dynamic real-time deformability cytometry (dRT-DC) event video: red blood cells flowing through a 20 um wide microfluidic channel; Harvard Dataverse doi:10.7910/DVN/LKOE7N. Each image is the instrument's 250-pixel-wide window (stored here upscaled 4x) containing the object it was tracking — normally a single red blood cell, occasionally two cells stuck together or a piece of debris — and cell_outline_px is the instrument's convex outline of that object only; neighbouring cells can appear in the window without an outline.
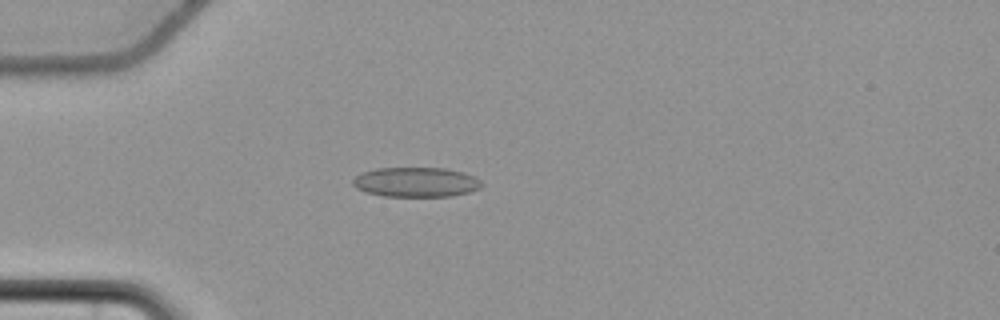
{"species": "common noctule bat (a hibernating species)", "species_latin": "Nyctalus noctula", "temperature_condition": "cold", "stored_images_in_passage": 57, "camera_frame_rate_fps": 3000, "um_per_image_px": 0.085, "animal": {"sex": "female", "body_mass_g": 22.7, "forearm_length_mm": 54.2}, "frame": {"image": 1, "passage_image": 17, "time_ms": 5.333, "image_size_px": [1000, 320], "cell_outline_px": [[484, 184], [480, 188], [468, 192], [452, 196], [384, 196], [364, 192], [356, 188], [352, 184], [352, 180], [356, 176], [364, 172], [376, 168], [448, 168], [464, 172], [480, 180]], "centroid_in_image_um": [35.36, 15.48], "position_along_channel_um": 49.6, "area_um2": 22.37}}
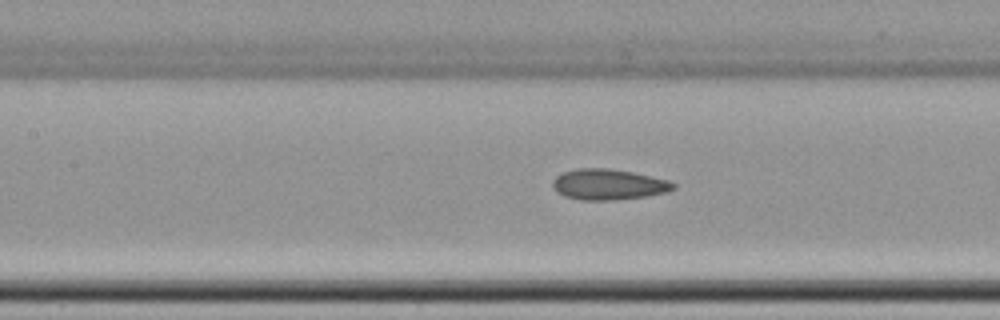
{"frame": {"image": 2, "passage_image": 27, "time_ms": 8.667, "image_size_px": [1000, 320], "cell_outline_px": [[676, 188], [668, 192], [648, 196], [612, 200], [580, 200], [564, 196], [556, 192], [552, 184], [552, 180], [556, 176], [564, 172], [580, 168], [608, 168], [632, 172], [668, 180], [676, 184]], "centroid_in_image_um": [51.72, 15.68], "position_along_channel_um": 155.7, "area_um2": 21.68}}
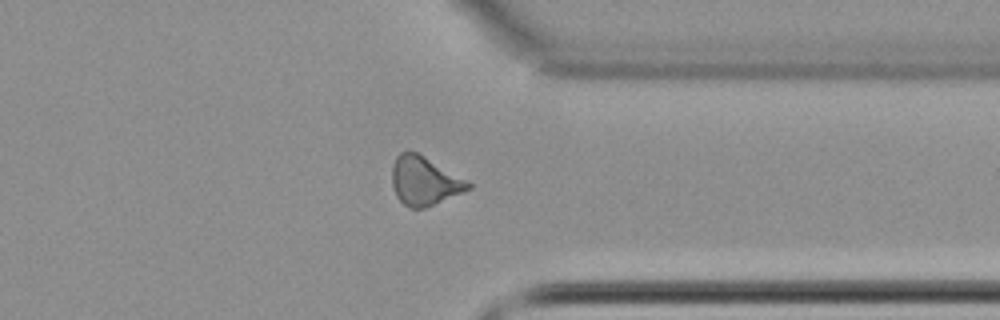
{"frame": {"image": 3, "passage_image": 45, "time_ms": 14.667, "image_size_px": [1000, 320], "cell_outline_px": [[472, 188], [464, 192], [424, 208], [408, 208], [396, 196], [392, 184], [392, 164], [396, 156], [400, 152], [416, 152], [424, 156], [468, 180], [472, 184]], "centroid_in_image_um": [36.07, 15.38], "position_along_channel_um": 375.3, "area_um2": 21.62}, "authors_computed_cell_mechanics": {"area_um2": 21.6172, "velocity_mm_per_s": 3.6997, "shape_relaxation_time_tau1_ms": null, "shape_relaxation_time_tau2_ms": 2.7034, "deformation_change_tau1": null, "deformation_change_tau2": 0.1044}}